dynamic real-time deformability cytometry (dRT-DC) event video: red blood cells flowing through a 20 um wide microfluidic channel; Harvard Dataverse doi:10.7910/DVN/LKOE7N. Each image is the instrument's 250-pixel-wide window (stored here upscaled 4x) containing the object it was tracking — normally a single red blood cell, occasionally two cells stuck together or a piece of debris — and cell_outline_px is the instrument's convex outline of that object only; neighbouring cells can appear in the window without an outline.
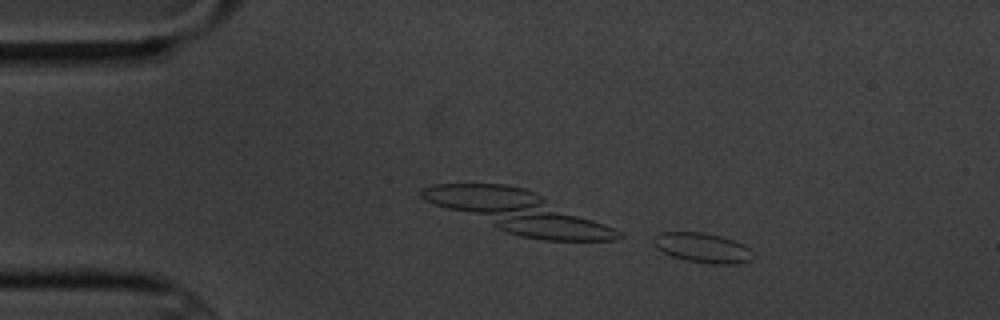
{"species": "common noctule bat (a hibernating species)", "species_latin": "Nyctalus noctula", "temperature_condition": "cold", "stored_images_in_passage": 8, "camera_frame_rate_fps": 3000, "um_per_image_px": 0.085, "animal": {"sex": "male", "body_mass_g": 20.1, "forearm_length_mm": 53.5}, "frame": {"image": 1, "passage_image": 2, "time_ms": 1.333, "image_size_px": [1000, 320], "cell_outline_px": [[756, 256], [752, 260], [740, 264], [712, 264], [684, 260], [672, 256], [656, 248], [652, 244], [652, 236], [660, 232], [704, 232], [720, 236], [744, 244]], "centroid_in_image_um": [59.71, 21.07], "position_along_channel_um": 25.3, "area_um2": 17.57}}
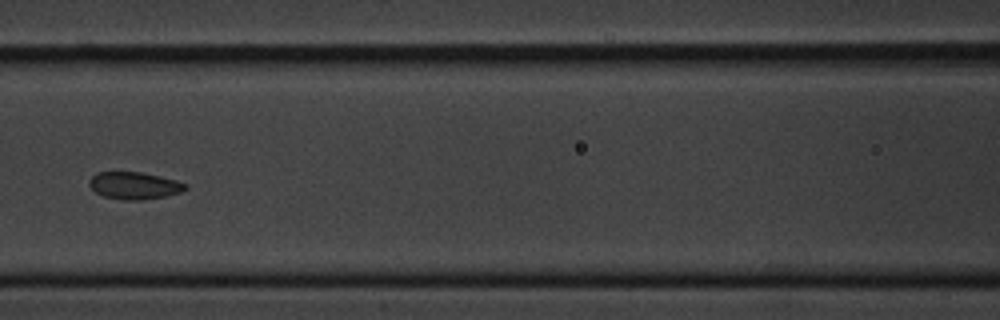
{"frame": {"image": 2, "passage_image": 7, "time_ms": 7.0, "image_size_px": [1000, 320], "cell_outline_px": [[188, 188], [180, 192], [164, 196], [144, 200], [124, 200], [104, 196], [96, 192], [88, 184], [88, 180], [96, 172], [140, 172], [160, 176], [176, 180], [188, 184]], "centroid_in_image_um": [11.42, 15.77], "position_along_channel_um": 155.2, "area_um2": 15.26}}
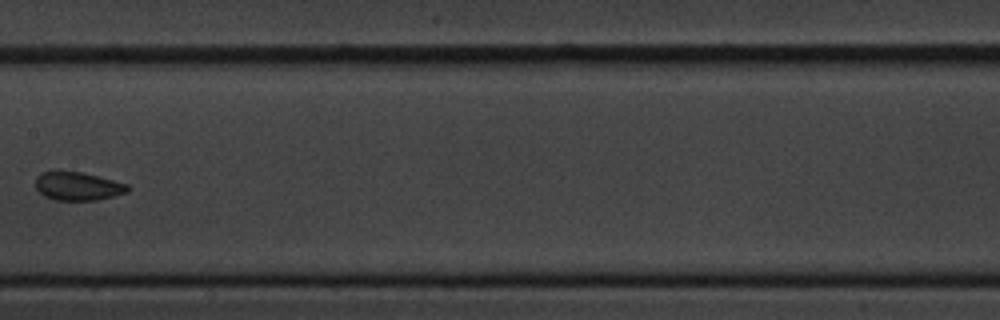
{"frame": {"image": 3, "passage_image": 8, "time_ms": 8.333, "image_size_px": [1000, 320], "cell_outline_px": [[128, 192], [96, 200], [52, 200], [44, 196], [36, 188], [36, 176], [44, 172], [80, 172], [128, 184]], "centroid_in_image_um": [6.59, 15.84], "position_along_channel_um": 200.8, "area_um2": 14.91}}